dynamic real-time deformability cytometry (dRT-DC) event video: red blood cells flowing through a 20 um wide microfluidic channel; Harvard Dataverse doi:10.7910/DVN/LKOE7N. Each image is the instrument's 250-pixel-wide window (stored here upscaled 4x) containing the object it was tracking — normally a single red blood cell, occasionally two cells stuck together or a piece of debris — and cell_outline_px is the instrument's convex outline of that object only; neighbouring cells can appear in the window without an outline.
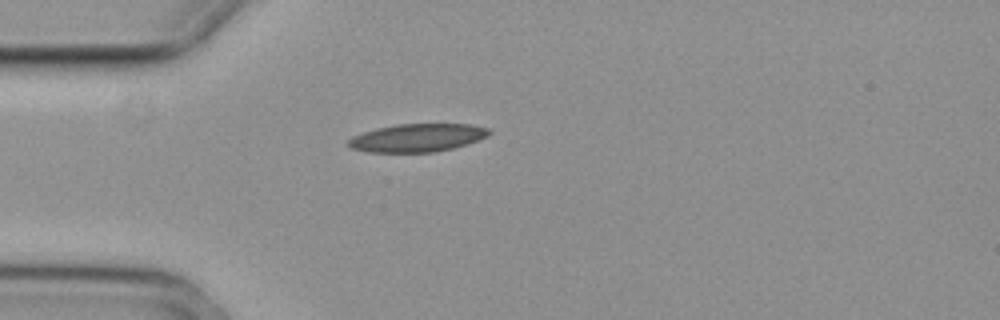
{"species": "common noctule bat (a hibernating species)", "species_latin": "Nyctalus noctula", "temperature_condition": "cold", "stored_images_in_passage": 2, "camera_frame_rate_fps": 3000, "um_per_image_px": 0.085, "animal": {"sex": "female", "body_mass_g": 29.2, "forearm_length_mm": 56.3}, "frame": {"image": 1, "passage_image": 1, "time_ms": 0.0, "image_size_px": [1000, 320], "cell_outline_px": [[492, 132], [488, 136], [452, 148], [436, 152], [368, 152], [352, 148], [344, 144], [352, 136], [376, 128], [396, 124], [472, 124], [492, 128]], "centroid_in_image_um": [35.47, 11.7], "position_along_channel_um": 49.5, "area_um2": 23.12}}